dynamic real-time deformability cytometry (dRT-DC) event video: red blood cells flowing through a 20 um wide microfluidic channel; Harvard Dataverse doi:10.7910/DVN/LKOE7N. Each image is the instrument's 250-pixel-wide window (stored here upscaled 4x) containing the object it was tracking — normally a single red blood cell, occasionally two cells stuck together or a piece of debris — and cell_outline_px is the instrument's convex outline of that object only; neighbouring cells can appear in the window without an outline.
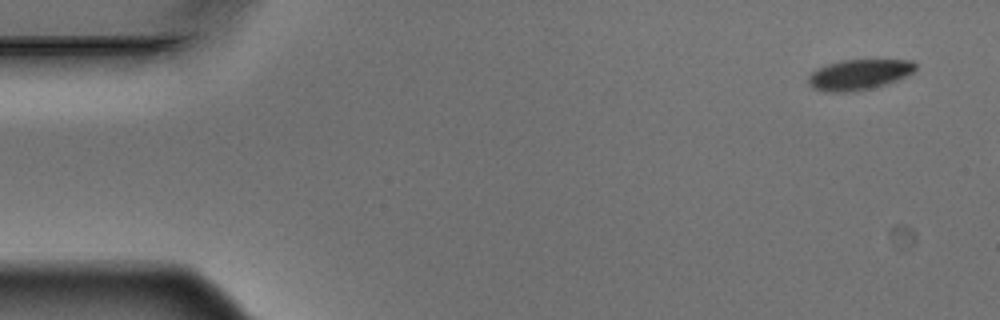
{"species": "Egyptian fruit bat (a non-hibernating species)", "species_latin": "Rousettus aegyptiacus", "temperature_condition": "warm", "stored_images_in_passage": 3, "camera_frame_rate_fps": 3000, "um_per_image_px": 0.085, "animal": {"sex": "male"}, "frame": {"image": 1, "passage_image": 1, "time_ms": 0.0, "image_size_px": [1000, 320], "cell_outline_px": [[916, 68], [912, 72], [896, 80], [884, 84], [852, 92], [824, 92], [812, 88], [808, 84], [808, 76], [816, 68], [840, 60], [912, 60], [916, 64]], "centroid_in_image_um": [72.95, 6.34], "position_along_channel_um": 12.1, "area_um2": 18.9}}